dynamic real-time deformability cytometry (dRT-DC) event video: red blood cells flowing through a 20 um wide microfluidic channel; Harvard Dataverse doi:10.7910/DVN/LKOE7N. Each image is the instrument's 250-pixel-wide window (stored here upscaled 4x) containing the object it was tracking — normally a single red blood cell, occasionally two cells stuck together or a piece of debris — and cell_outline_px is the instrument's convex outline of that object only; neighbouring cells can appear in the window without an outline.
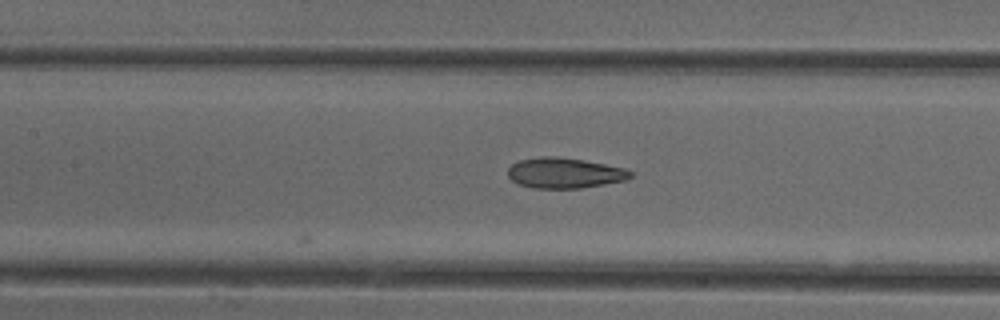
{"species": "common noctule bat (a hibernating species)", "species_latin": "Nyctalus noctula", "temperature_condition": "cold", "stored_images_in_passage": 11, "camera_frame_rate_fps": 3000, "um_per_image_px": 0.085, "animal": {"sex": "female"}, "frame": {"image": 1, "passage_image": 11, "time_ms": 3.333, "image_size_px": [1000, 320], "cell_outline_px": [[632, 176], [624, 180], [604, 184], [580, 188], [532, 188], [516, 184], [508, 176], [508, 168], [512, 164], [520, 160], [540, 156], [556, 156], [584, 160], [624, 168], [632, 172]], "centroid_in_image_um": [47.94, 14.7], "position_along_channel_um": 159.5, "area_um2": 21.73}}